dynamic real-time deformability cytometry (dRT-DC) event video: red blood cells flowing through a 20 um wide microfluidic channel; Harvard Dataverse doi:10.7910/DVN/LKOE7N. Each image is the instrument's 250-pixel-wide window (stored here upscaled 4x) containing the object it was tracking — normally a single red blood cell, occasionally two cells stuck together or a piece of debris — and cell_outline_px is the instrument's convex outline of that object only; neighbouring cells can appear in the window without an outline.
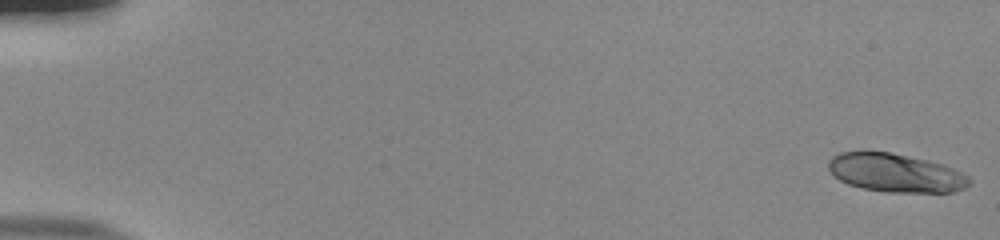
{"species": "human", "species_latin": "Homo sapiens", "temperature_condition": "room temperature", "stored_images_in_passage": 54, "camera_frame_rate_fps": 3000, "um_per_image_px": 0.085, "donor": {"sex": "male"}, "frame": {"image": 1, "passage_image": 1, "time_ms": 0.0, "image_size_px": [1000, 240], "cell_outline_px": [[972, 184], [964, 188], [952, 192], [888, 192], [864, 188], [848, 184], [832, 176], [828, 168], [828, 160], [832, 156], [840, 152], [860, 148], [868, 148], [928, 160], [952, 168], [968, 176], [972, 180]], "centroid_in_image_um": [76.04, 14.65], "position_along_channel_um": 9.0, "area_um2": 32.31}}
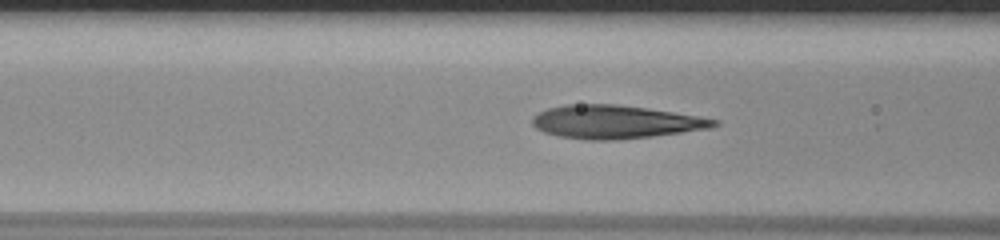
{"frame": {"image": 2, "passage_image": 23, "time_ms": 7.333, "image_size_px": [1000, 240], "cell_outline_px": [[720, 124], [712, 128], [652, 136], [616, 140], [588, 140], [560, 136], [544, 132], [536, 128], [532, 124], [532, 116], [548, 108], [564, 104], [616, 104], [648, 108], [700, 116], [720, 120]], "centroid_in_image_um": [52.33, 10.35], "position_along_channel_um": 114.3, "area_um2": 35.37}}
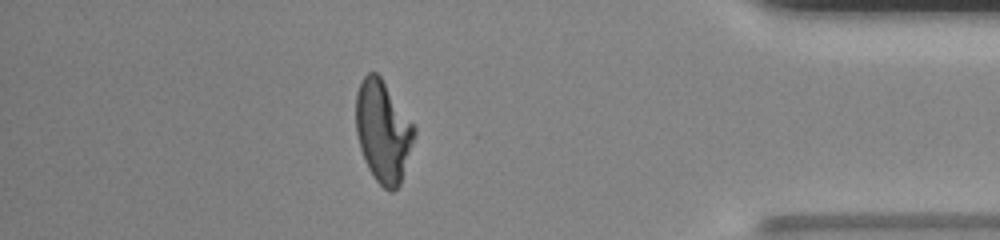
{"frame": {"image": 3, "passage_image": 48, "time_ms": 15.667, "image_size_px": [1000, 240], "cell_outline_px": [[416, 132], [400, 184], [392, 192], [388, 192], [376, 180], [368, 168], [364, 160], [360, 148], [356, 132], [356, 92], [360, 80], [368, 72], [376, 72], [380, 76], [416, 128]], "centroid_in_image_um": [32.54, 11.16], "position_along_channel_um": 402.7, "area_um2": 34.39}, "authors_computed_cell_mechanics": {"area_um2": 34.5933, "velocity_mm_per_s": 3.8353, "shape_relaxation_time_tau1_ms": 4.689, "shape_relaxation_time_tau2_ms": 0.9781, "deformation_change_tau1": 0.2203, "deformation_change_tau2": 0.0784}}